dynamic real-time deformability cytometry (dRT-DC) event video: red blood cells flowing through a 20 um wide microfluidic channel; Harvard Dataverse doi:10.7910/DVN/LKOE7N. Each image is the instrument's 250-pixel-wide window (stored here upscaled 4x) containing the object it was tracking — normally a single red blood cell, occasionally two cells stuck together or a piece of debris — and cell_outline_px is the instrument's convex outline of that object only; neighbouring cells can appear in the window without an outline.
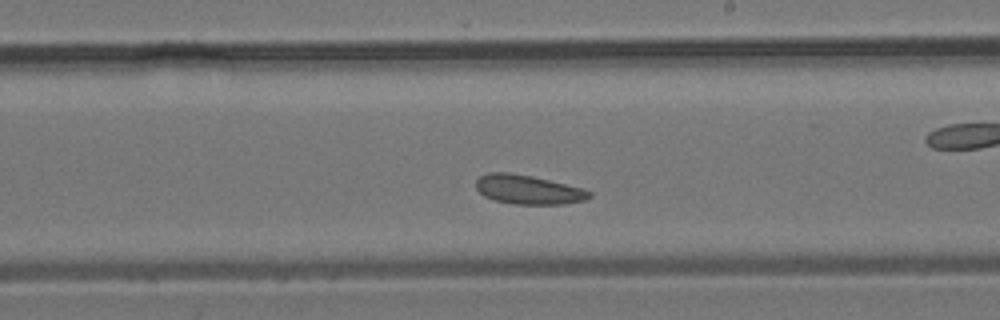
{"species": "common noctule bat (a hibernating species)", "species_latin": "Nyctalus noctula", "temperature_condition": "room temperature", "stored_images_in_passage": 21, "camera_frame_rate_fps": 3000, "um_per_image_px": 0.085, "animal": {"sex": "male", "body_mass_g": 19.2, "forearm_length_mm": 51.8}, "frame": {"image": 1, "passage_image": 13, "time_ms": 4.0, "image_size_px": [1000, 320], "cell_outline_px": [[592, 196], [584, 200], [564, 204], [516, 204], [492, 200], [484, 196], [476, 188], [476, 180], [480, 176], [488, 172], [508, 172], [532, 176], [584, 188], [592, 192]], "centroid_in_image_um": [44.9, 16.11], "position_along_channel_um": 244.1, "area_um2": 19.36}}